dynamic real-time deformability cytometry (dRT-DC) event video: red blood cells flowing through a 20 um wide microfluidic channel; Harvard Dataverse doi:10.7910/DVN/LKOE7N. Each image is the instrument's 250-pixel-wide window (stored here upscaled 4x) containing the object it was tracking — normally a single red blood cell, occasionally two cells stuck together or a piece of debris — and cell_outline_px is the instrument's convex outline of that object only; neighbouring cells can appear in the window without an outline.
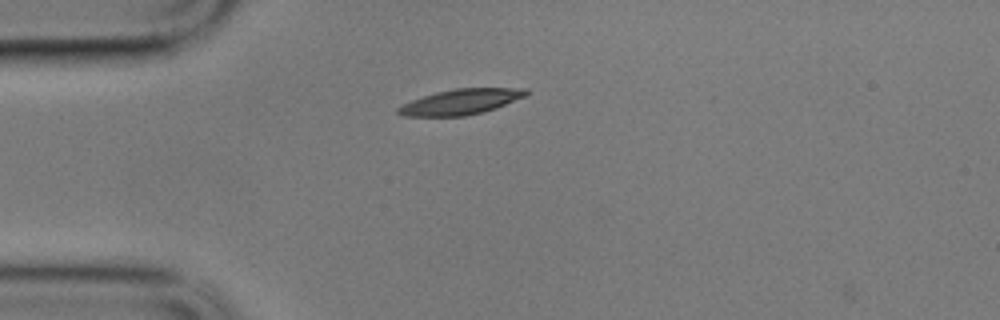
{"species": "common noctule bat (a hibernating species)", "species_latin": "Nyctalus noctula", "temperature_condition": "cold", "stored_images_in_passage": 5, "camera_frame_rate_fps": 3000, "um_per_image_px": 0.085, "animal": {"sex": "male", "body_mass_g": 17.9}, "frame": {"image": 1, "passage_image": 2, "time_ms": 0.333, "image_size_px": [1000, 320], "cell_outline_px": [[528, 92], [524, 96], [496, 108], [484, 112], [464, 116], [404, 116], [396, 112], [396, 108], [412, 100], [436, 92], [456, 88], [528, 88]], "centroid_in_image_um": [39.16, 8.65], "position_along_channel_um": 45.8, "area_um2": 18.79}}